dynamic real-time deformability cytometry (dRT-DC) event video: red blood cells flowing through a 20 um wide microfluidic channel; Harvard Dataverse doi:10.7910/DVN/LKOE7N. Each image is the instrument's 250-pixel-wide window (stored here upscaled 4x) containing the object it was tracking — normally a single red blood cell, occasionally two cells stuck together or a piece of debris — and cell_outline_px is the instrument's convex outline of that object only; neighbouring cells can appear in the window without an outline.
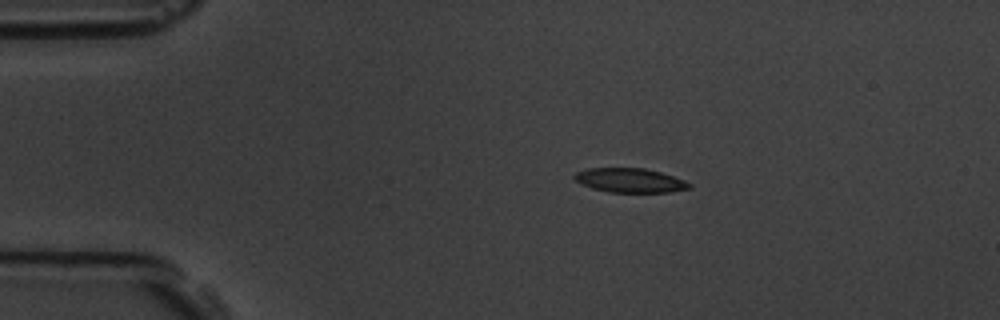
{"species": "common noctule bat (a hibernating species)", "species_latin": "Nyctalus noctula", "temperature_condition": "room temperature", "stored_images_in_passage": 8, "camera_frame_rate_fps": 3000, "um_per_image_px": 0.085, "animal": {"sex": "male", "body_mass_g": 19.5, "forearm_length_mm": 54.6}, "frame": {"image": 1, "passage_image": 4, "time_ms": 3.333, "image_size_px": [1000, 320], "cell_outline_px": [[692, 188], [668, 192], [608, 192], [592, 188], [580, 184], [572, 176], [576, 172], [588, 168], [644, 168], [660, 172], [684, 180], [692, 184]], "centroid_in_image_um": [53.53, 15.33], "position_along_channel_um": 31.5, "area_um2": 16.24}}
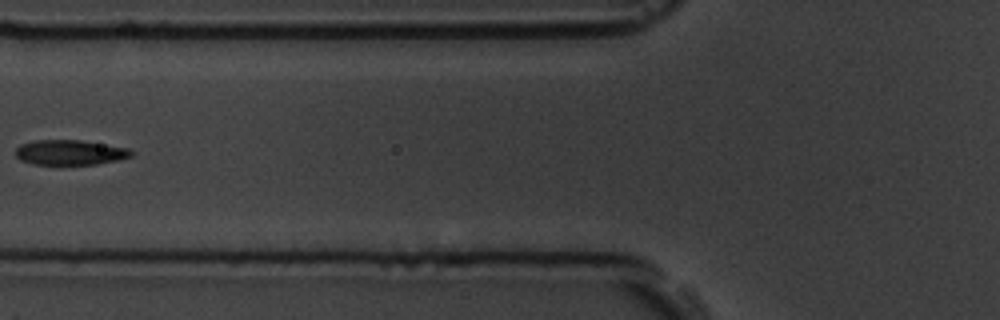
{"frame": {"image": 2, "passage_image": 7, "time_ms": 7.0, "image_size_px": [1000, 320], "cell_outline_px": [[136, 152], [132, 156], [116, 160], [96, 164], [60, 168], [32, 164], [20, 160], [16, 156], [16, 148], [20, 144], [36, 140], [80, 140], [132, 148]], "centroid_in_image_um": [5.95, 13.0], "position_along_channel_um": 119.8, "area_um2": 17.92}}
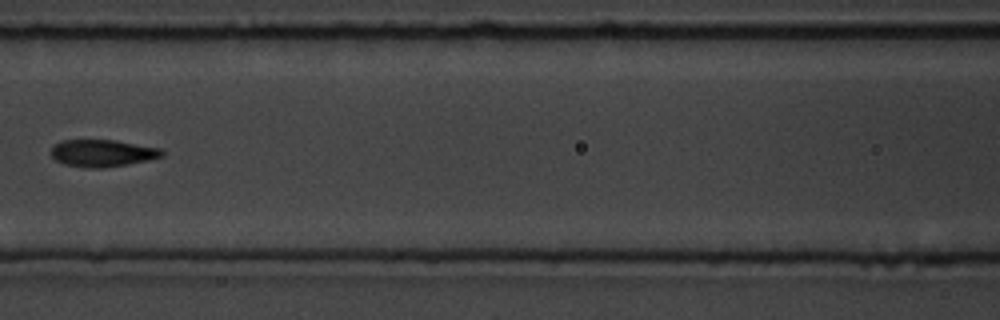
{"frame": {"image": 3, "passage_image": 8, "time_ms": 8.0, "image_size_px": [1000, 320], "cell_outline_px": [[164, 156], [148, 160], [128, 164], [104, 168], [88, 168], [64, 164], [56, 160], [52, 156], [52, 148], [56, 144], [64, 140], [116, 140], [160, 148], [164, 152]], "centroid_in_image_um": [8.74, 13.02], "position_along_channel_um": 157.9, "area_um2": 17.46}}